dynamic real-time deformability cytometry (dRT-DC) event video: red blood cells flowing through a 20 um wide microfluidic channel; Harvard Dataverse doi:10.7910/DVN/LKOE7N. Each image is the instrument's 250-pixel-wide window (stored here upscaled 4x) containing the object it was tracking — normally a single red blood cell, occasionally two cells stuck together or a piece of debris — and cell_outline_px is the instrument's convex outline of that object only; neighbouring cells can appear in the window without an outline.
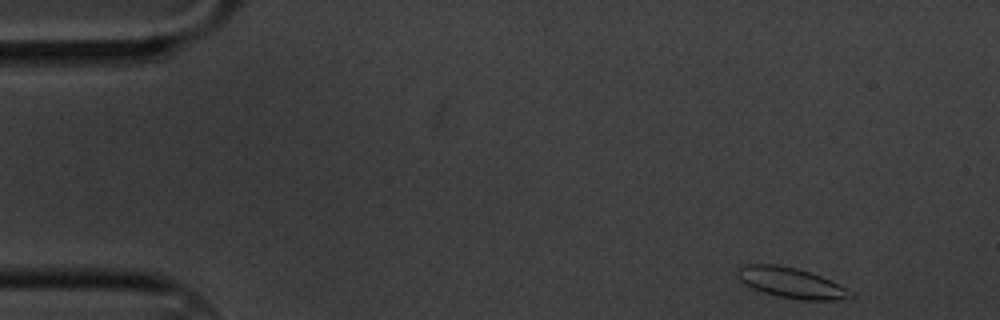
{"species": "common noctule bat (a hibernating species)", "species_latin": "Nyctalus noctula", "temperature_condition": "cold", "stored_images_in_passage": 4, "camera_frame_rate_fps": 3000, "um_per_image_px": 0.085, "animal": {"sex": "male", "body_mass_g": 20.1, "forearm_length_mm": 53.5}, "frame": {"image": 1, "passage_image": 1, "time_ms": 0.0, "image_size_px": [1000, 320], "cell_outline_px": [[856, 296], [836, 300], [800, 300], [776, 296], [752, 288], [744, 284], [736, 276], [736, 272], [740, 268], [748, 264], [776, 264], [796, 268], [820, 276], [844, 288]], "centroid_in_image_um": [67.19, 24.04], "position_along_channel_um": 17.8, "area_um2": 19.71}}
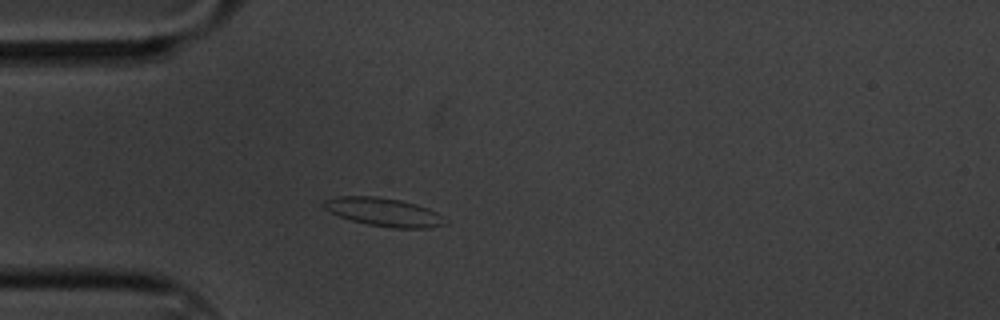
{"frame": {"image": 2, "passage_image": 4, "time_ms": 1.0, "image_size_px": [1000, 320], "cell_outline_px": [[448, 224], [432, 228], [392, 228], [368, 224], [352, 220], [340, 216], [324, 208], [320, 204], [324, 200], [336, 196], [376, 196], [400, 200], [416, 204], [428, 208], [436, 212], [448, 220]], "centroid_in_image_um": [32.65, 18.02], "position_along_channel_um": 52.3, "area_um2": 20.17}}